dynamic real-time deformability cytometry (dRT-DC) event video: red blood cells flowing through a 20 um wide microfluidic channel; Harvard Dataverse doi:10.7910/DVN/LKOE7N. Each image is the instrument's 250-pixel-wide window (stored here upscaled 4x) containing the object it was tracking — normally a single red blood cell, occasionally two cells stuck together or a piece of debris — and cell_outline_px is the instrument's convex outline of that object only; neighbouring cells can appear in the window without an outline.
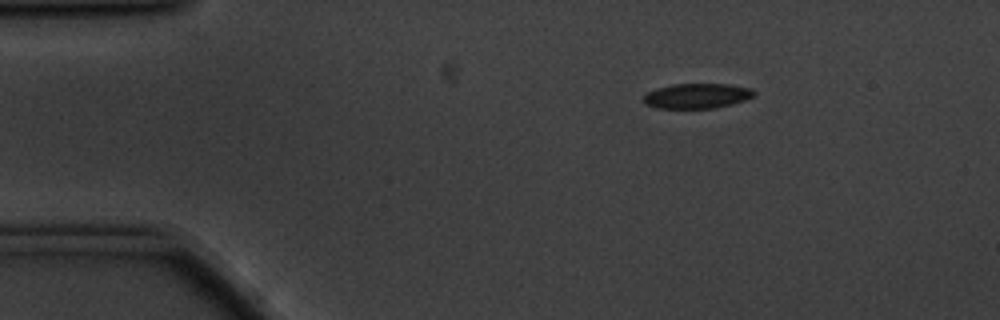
{"species": "common noctule bat (a hibernating species)", "species_latin": "Nyctalus noctula", "temperature_condition": "cold", "stored_images_in_passage": 5, "camera_frame_rate_fps": 3000, "um_per_image_px": 0.085, "animal": {"sex": "male", "body_mass_g": 20.1, "forearm_length_mm": 53.5}, "frame": {"image": 1, "passage_image": 1, "time_ms": 0.0, "image_size_px": [1000, 320], "cell_outline_px": [[756, 96], [732, 104], [716, 108], [656, 108], [644, 104], [644, 96], [648, 92], [656, 88], [672, 84], [728, 84], [752, 88], [756, 92]], "centroid_in_image_um": [59.27, 8.15], "position_along_channel_um": 25.7, "area_um2": 16.24}}